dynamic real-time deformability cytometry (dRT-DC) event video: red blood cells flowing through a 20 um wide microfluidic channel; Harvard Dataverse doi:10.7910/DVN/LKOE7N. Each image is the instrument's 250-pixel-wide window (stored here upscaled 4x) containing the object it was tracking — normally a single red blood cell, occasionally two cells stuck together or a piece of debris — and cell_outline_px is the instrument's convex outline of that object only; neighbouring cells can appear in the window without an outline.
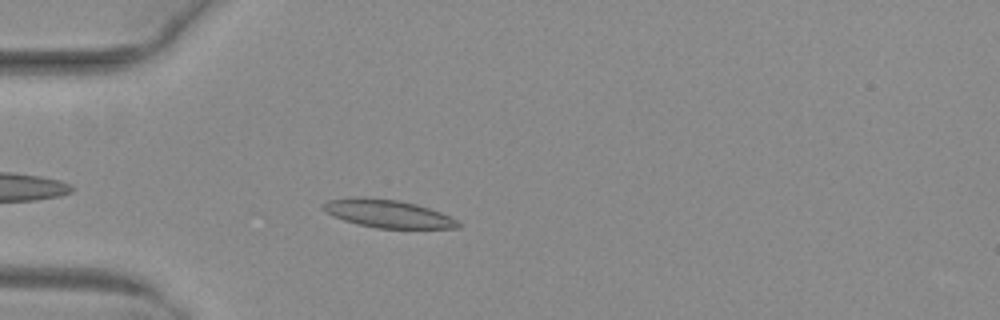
{"species": "common noctule bat (a hibernating species)", "species_latin": "Nyctalus noctula", "temperature_condition": "warm", "stored_images_in_passage": 41, "camera_frame_rate_fps": 3000, "um_per_image_px": 0.085, "animal": {"sex": "female", "body_mass_g": 29.2, "forearm_length_mm": 56.3}, "frame": {"image": 1, "passage_image": 5, "time_ms": 1.333, "image_size_px": [1000, 320], "cell_outline_px": [[460, 228], [376, 228], [356, 224], [332, 216], [320, 208], [320, 204], [328, 200], [356, 196], [364, 196], [396, 200], [416, 204], [440, 212], [460, 220]], "centroid_in_image_um": [32.91, 18.15], "position_along_channel_um": 52.1, "area_um2": 22.25}}
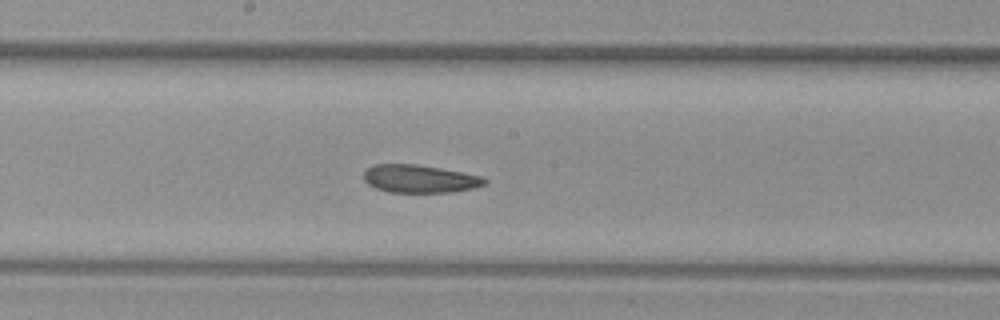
{"frame": {"image": 2, "passage_image": 18, "time_ms": 5.667, "image_size_px": [1000, 320], "cell_outline_px": [[488, 180], [484, 184], [472, 188], [452, 192], [388, 192], [376, 188], [368, 184], [364, 180], [364, 172], [368, 168], [376, 164], [416, 164], [440, 168], [484, 176]], "centroid_in_image_um": [35.68, 15.19], "position_along_channel_um": 212.5, "area_um2": 19.59}}
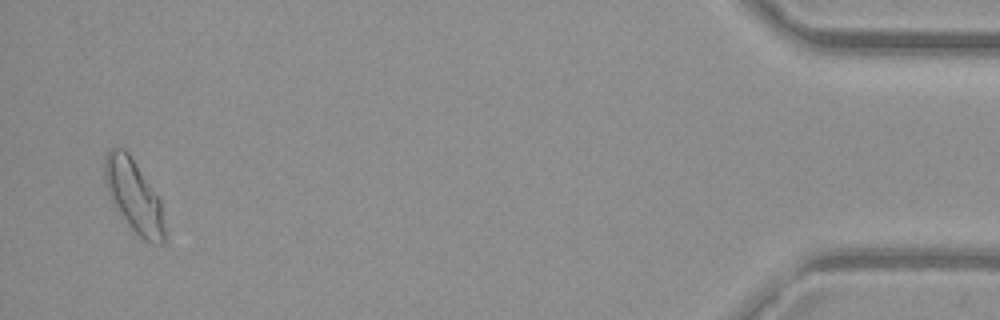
{"frame": {"image": 3, "passage_image": 40, "time_ms": 13.0, "image_size_px": [1000, 320], "cell_outline_px": [[164, 244], [160, 244], [144, 240], [128, 224], [112, 204], [104, 180], [104, 156], [112, 148], [124, 148], [128, 152], [160, 200], [164, 228]], "centroid_in_image_um": [11.34, 16.64], "position_along_channel_um": 423.9, "area_um2": 24.85}, "authors_computed_cell_mechanics": {"area_um2": 21.1548, "velocity_mm_per_s": 4.0213, "shape_relaxation_time_tau1_ms": 4.0378, "shape_relaxation_time_tau2_ms": 3.2817, "deformation_change_tau1": 0.1309, "deformation_change_tau2": 0.1095}}